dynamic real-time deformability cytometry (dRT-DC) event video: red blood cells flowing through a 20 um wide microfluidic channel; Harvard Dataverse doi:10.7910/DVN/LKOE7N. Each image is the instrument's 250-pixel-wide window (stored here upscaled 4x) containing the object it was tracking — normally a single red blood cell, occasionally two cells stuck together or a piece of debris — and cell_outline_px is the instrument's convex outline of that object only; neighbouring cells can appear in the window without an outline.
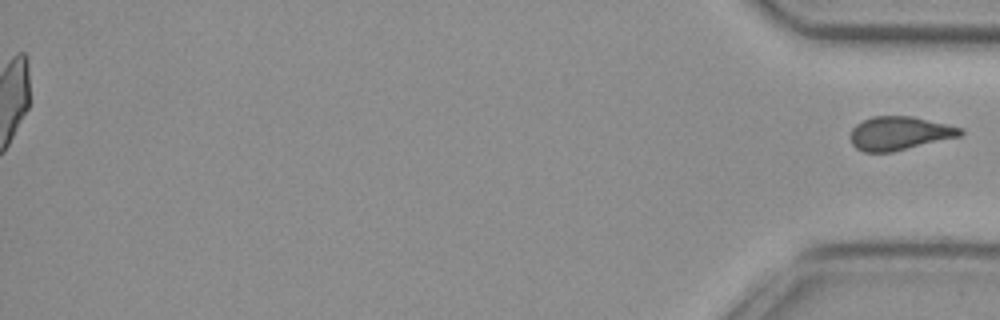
{"species": "common noctule bat (a hibernating species)", "species_latin": "Nyctalus noctula", "temperature_condition": "cold", "stored_images_in_passage": 56, "segment_of_instrument_passage": [2, 2], "camera_frame_rate_fps": 3000, "um_per_image_px": 0.085, "animal": {"sex": "female", "body_mass_g": 29.2, "forearm_length_mm": 56.3}, "frame": {"image": 1, "passage_image": 56, "time_ms": 18.333, "image_size_px": [1000, 320], "cell_outline_px": [[964, 132], [960, 136], [892, 152], [864, 152], [856, 148], [852, 144], [852, 128], [856, 124], [872, 116], [912, 116], [948, 124], [964, 128]], "centroid_in_image_um": [76.48, 11.32], "position_along_channel_um": 358.7, "area_um2": 21.44}}